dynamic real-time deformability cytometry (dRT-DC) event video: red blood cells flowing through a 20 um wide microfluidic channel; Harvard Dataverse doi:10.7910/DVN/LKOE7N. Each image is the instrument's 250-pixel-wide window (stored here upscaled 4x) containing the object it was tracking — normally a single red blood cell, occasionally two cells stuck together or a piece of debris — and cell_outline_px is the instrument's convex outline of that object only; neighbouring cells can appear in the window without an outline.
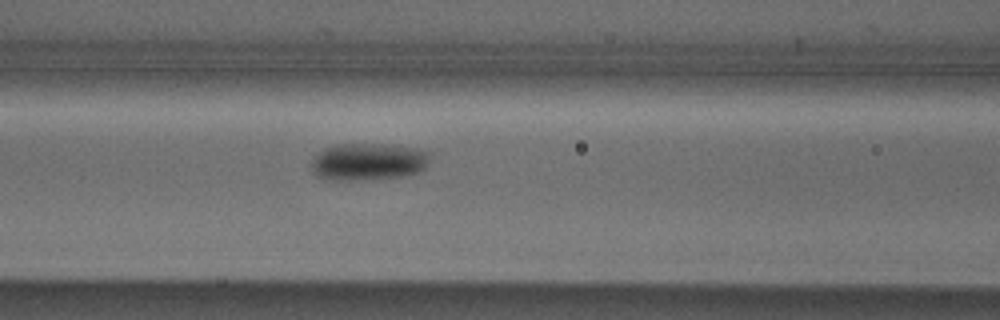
{"species": "Egyptian fruit bat (a non-hibernating species)", "species_latin": "Rousettus aegyptiacus", "temperature_condition": "cold", "stored_images_in_passage": 7, "segment_of_instrument_passage": [1, 2], "camera_frame_rate_fps": 3000, "um_per_image_px": 0.085, "animal": {"sex": "male"}, "frame": {"image": 1, "passage_image": 6, "time_ms": 1.667, "image_size_px": [1000, 320], "cell_outline_px": [[432, 156], [428, 164], [420, 172], [404, 176], [360, 180], [344, 180], [316, 176], [312, 168], [312, 160], [324, 148], [336, 144], [392, 144], [416, 148], [432, 152]], "centroid_in_image_um": [31.39, 13.72], "position_along_channel_um": 135.2, "area_um2": 25.89}}